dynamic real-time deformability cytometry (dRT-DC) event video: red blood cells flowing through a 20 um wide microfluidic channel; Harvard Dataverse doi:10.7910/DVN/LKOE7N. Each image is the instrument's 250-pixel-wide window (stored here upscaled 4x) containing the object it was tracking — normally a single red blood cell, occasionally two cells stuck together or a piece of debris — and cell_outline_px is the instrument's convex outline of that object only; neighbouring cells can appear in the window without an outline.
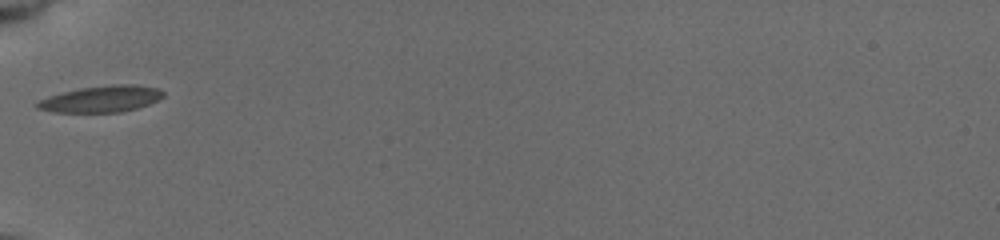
{"species": "common noctule bat (a hibernating species)", "species_latin": "Nyctalus noctula", "temperature_condition": "cold", "stored_images_in_passage": 36, "camera_frame_rate_fps": 3000, "um_per_image_px": 0.085, "animal": {"sex": "female", "body_mass_g": 19.5, "forearm_length_mm": 54.1}, "frame": {"image": 1, "passage_image": 1, "time_ms": 0.0, "image_size_px": [1000, 240], "cell_outline_px": [[164, 96], [148, 104], [136, 108], [120, 112], [56, 112], [36, 108], [36, 100], [48, 96], [80, 88], [112, 84], [136, 84], [156, 88], [164, 92]], "centroid_in_image_um": [8.59, 8.4], "position_along_channel_um": 76.4, "area_um2": 19.31}}
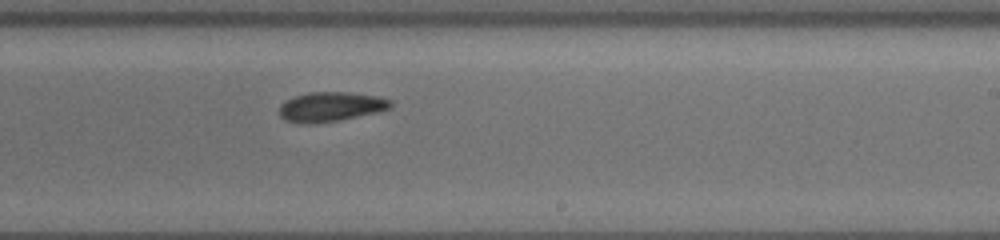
{"frame": {"image": 2, "passage_image": 16, "time_ms": 5.0, "image_size_px": [1000, 240], "cell_outline_px": [[392, 104], [388, 108], [376, 112], [336, 120], [312, 124], [308, 124], [284, 120], [280, 116], [280, 104], [284, 100], [308, 92], [348, 92], [376, 96], [392, 100]], "centroid_in_image_um": [28.06, 9.06], "position_along_channel_um": 260.9, "area_um2": 18.9}}
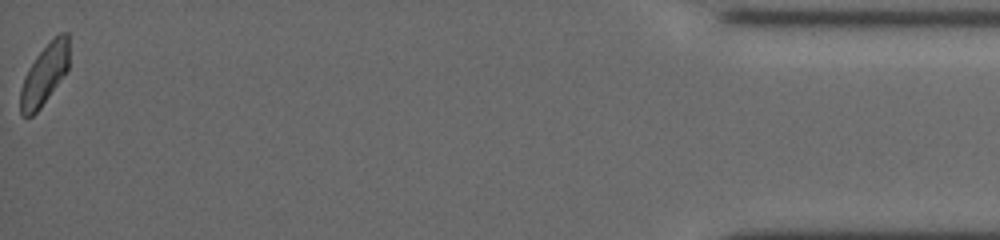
{"frame": {"image": 3, "passage_image": 36, "time_ms": 11.667, "image_size_px": [1000, 240], "cell_outline_px": [[68, 68], [40, 108], [32, 116], [24, 116], [20, 112], [20, 88], [24, 76], [28, 68], [36, 56], [60, 32], [68, 32]], "centroid_in_image_um": [3.75, 6.34], "position_along_channel_um": 431.5, "area_um2": 16.76}, "authors_computed_cell_mechanics": {"area_um2": 18.496, "velocity_mm_per_s": 3.7224, "shape_relaxation_time_tau1_ms": null, "shape_relaxation_time_tau2_ms": 8.7541, "deformation_change_tau1": null, "deformation_change_tau2": 0.1362}}